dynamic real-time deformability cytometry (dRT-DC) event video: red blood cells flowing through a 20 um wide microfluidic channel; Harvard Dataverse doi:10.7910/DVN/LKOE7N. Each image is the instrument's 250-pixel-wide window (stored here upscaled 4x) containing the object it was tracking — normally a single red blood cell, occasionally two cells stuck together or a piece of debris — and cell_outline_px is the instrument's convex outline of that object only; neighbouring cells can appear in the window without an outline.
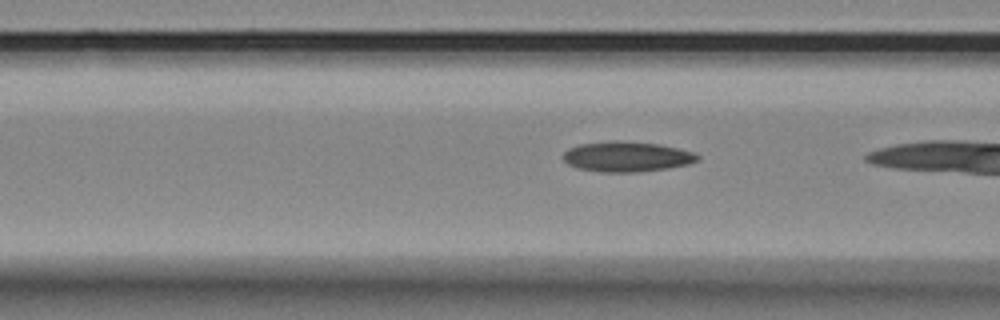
{"species": "Egyptian fruit bat (a non-hibernating species)", "species_latin": "Rousettus aegyptiacus", "temperature_condition": "room temperature", "stored_images_in_passage": 8, "camera_frame_rate_fps": 3000, "um_per_image_px": 0.085, "animal": {"sex": "female"}, "frame": {"image": 1, "passage_image": 7, "time_ms": 2.0, "image_size_px": [1000, 320], "cell_outline_px": [[700, 160], [688, 164], [668, 168], [636, 172], [600, 172], [576, 168], [568, 164], [564, 160], [564, 152], [568, 148], [580, 144], [612, 140], [616, 140], [660, 144], [692, 152], [700, 156]], "centroid_in_image_um": [53.26, 13.31], "position_along_channel_um": 113.3, "area_um2": 23.7}}